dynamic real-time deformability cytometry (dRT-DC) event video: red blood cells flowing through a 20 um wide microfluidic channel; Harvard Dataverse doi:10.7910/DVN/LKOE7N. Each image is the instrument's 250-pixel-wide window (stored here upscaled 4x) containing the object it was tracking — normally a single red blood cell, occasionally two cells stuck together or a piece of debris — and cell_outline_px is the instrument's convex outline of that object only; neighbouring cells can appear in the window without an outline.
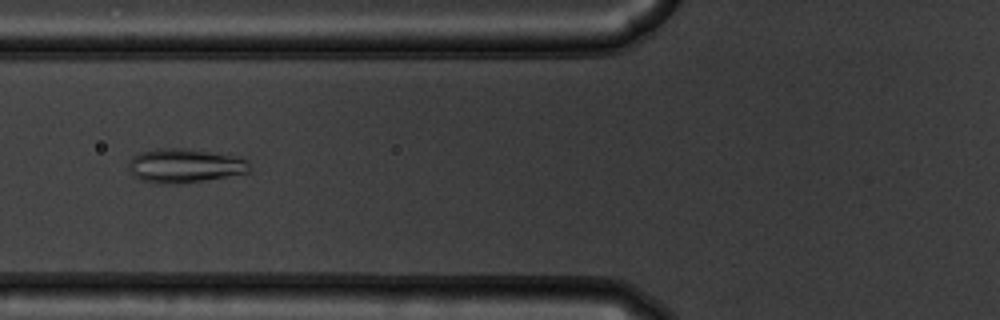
{"species": "common noctule bat (a hibernating species)", "species_latin": "Nyctalus noctula", "temperature_condition": "warm", "stored_images_in_passage": 41, "camera_frame_rate_fps": 3000, "um_per_image_px": 0.085, "animal": {"sex": "male", "body_mass_g": 19.5, "forearm_length_mm": 54.6}, "frame": {"image": 1, "passage_image": 8, "time_ms": 2.333, "image_size_px": [1000, 320], "cell_outline_px": [[252, 172], [180, 184], [156, 184], [140, 180], [132, 176], [128, 168], [128, 160], [132, 156], [140, 152], [160, 148], [184, 148], [244, 156], [248, 160], [252, 168]], "centroid_in_image_um": [15.73, 14.08], "position_along_channel_um": 110.1, "area_um2": 24.8}}
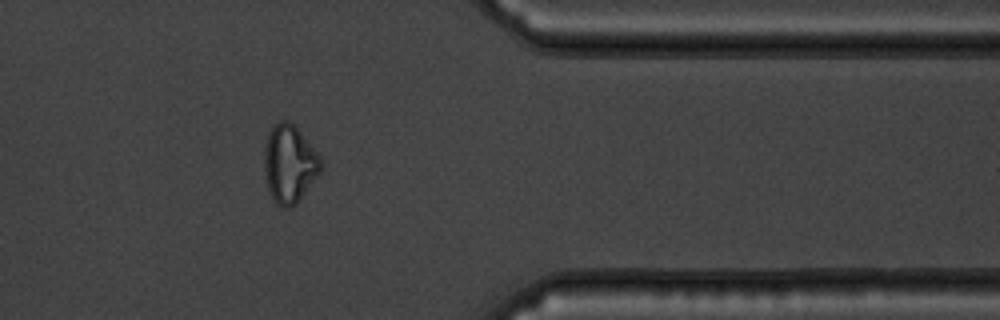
{"frame": {"image": 2, "passage_image": 31, "time_ms": 10.0, "image_size_px": [1000, 320], "cell_outline_px": [[324, 164], [320, 172], [300, 200], [296, 204], [288, 208], [284, 208], [276, 204], [268, 192], [264, 172], [264, 148], [268, 132], [272, 124], [280, 120], [288, 120], [296, 124], [320, 156]], "centroid_in_image_um": [24.6, 13.9], "position_along_channel_um": 386.8, "area_um2": 26.41}}
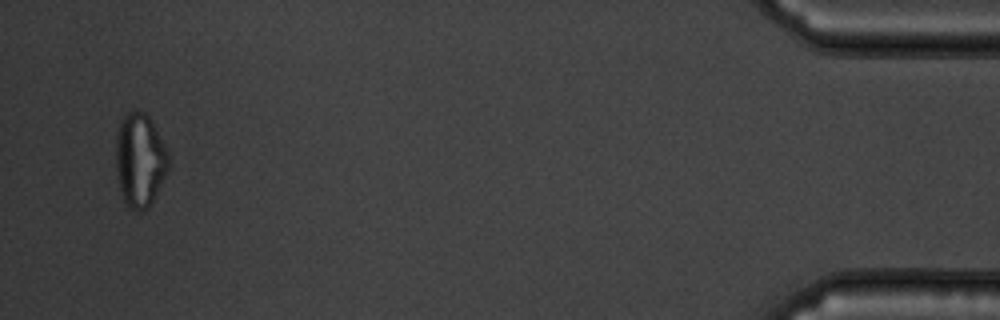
{"frame": {"image": 3, "passage_image": 39, "time_ms": 12.667, "image_size_px": [1000, 320], "cell_outline_px": [[168, 168], [152, 204], [148, 208], [140, 212], [128, 208], [120, 196], [116, 168], [116, 132], [120, 120], [128, 112], [144, 112], [148, 116], [164, 144], [168, 152]], "centroid_in_image_um": [11.86, 13.66], "position_along_channel_um": 423.3, "area_um2": 28.84}, "authors_computed_cell_mechanics": {"area_um2": 24.7962, "velocity_mm_per_s": 3.782, "shape_relaxation_time_tau1_ms": null, "shape_relaxation_time_tau2_ms": 0.7658, "deformation_change_tau1": null, "deformation_change_tau2": 0.0618}}